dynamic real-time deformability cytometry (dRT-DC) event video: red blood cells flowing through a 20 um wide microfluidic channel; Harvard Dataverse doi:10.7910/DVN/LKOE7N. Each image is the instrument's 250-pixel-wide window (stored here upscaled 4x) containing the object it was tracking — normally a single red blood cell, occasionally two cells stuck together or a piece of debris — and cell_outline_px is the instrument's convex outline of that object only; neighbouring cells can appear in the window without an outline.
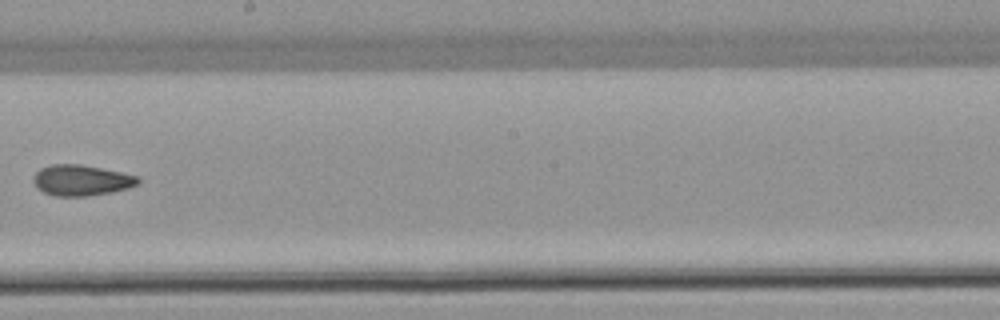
{"species": "common noctule bat (a hibernating species)", "species_latin": "Nyctalus noctula", "temperature_condition": "warm", "stored_images_in_passage": 8, "camera_frame_rate_fps": 3000, "um_per_image_px": 0.085, "animal": {"sex": "female", "body_mass_g": 22.7, "forearm_length_mm": 54.2}, "frame": {"image": 1, "passage_image": 8, "time_ms": 9.333, "image_size_px": [1000, 320], "cell_outline_px": [[140, 180], [136, 184], [128, 188], [112, 192], [84, 196], [56, 196], [44, 192], [36, 188], [32, 180], [32, 176], [40, 168], [52, 164], [80, 164], [140, 176]], "centroid_in_image_um": [6.88, 15.32], "position_along_channel_um": 241.3, "area_um2": 18.79}}